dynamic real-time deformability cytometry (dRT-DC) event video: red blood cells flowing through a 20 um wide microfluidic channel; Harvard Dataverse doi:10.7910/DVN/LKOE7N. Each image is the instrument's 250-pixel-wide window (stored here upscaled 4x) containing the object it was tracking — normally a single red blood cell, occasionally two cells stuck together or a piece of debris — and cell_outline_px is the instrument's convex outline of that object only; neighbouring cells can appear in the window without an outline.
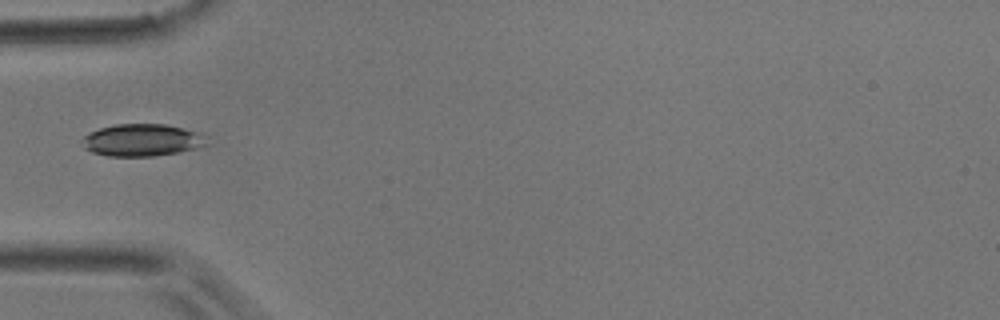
{"species": "common noctule bat (a hibernating species)", "species_latin": "Nyctalus noctula", "temperature_condition": "room temperature", "stored_images_in_passage": 5, "camera_frame_rate_fps": 3000, "um_per_image_px": 0.085, "animal": {"sex": "male", "body_mass_g": 17.9}, "frame": {"image": 1, "passage_image": 4, "time_ms": 1.0, "image_size_px": [1000, 320], "cell_outline_px": [[208, 144], [180, 152], [152, 156], [108, 156], [92, 152], [84, 148], [80, 140], [84, 136], [100, 128], [116, 124], [164, 124], [196, 132], [204, 136]], "centroid_in_image_um": [12.02, 11.91], "position_along_channel_um": 73.0, "area_um2": 23.12}}
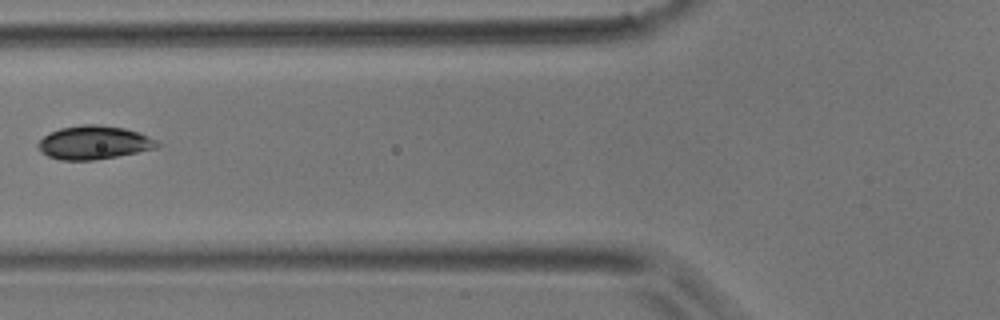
{"frame": {"image": 2, "passage_image": 5, "time_ms": 1.333, "image_size_px": [1000, 320], "cell_outline_px": [[164, 144], [156, 148], [116, 156], [92, 160], [60, 160], [48, 156], [40, 152], [36, 144], [44, 136], [60, 128], [84, 124], [96, 124], [124, 128], [136, 132], [156, 140]], "centroid_in_image_um": [7.96, 12.12], "position_along_channel_um": 117.8, "area_um2": 23.06}}